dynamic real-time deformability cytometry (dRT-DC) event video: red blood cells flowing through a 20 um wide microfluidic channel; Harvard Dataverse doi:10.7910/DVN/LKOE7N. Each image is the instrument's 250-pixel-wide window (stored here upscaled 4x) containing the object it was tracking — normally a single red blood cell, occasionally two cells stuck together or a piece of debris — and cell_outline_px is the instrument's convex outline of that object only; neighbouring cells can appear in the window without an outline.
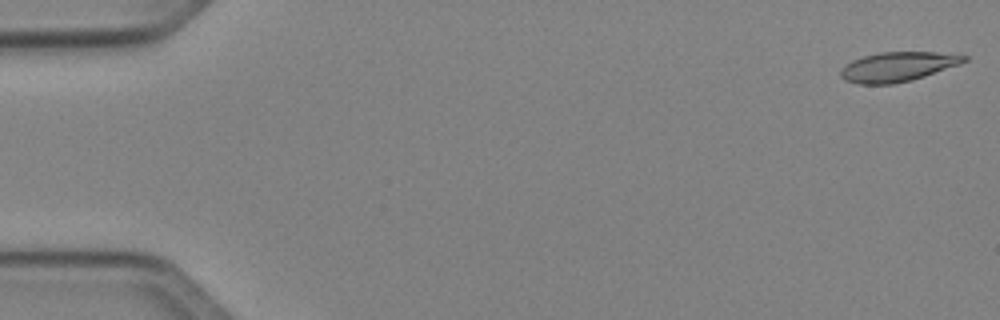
{"species": "Egyptian fruit bat (a non-hibernating species)", "species_latin": "Rousettus aegyptiacus", "temperature_condition": "cold", "stored_images_in_passage": 5, "camera_frame_rate_fps": 3000, "um_per_image_px": 0.085, "animal": {"sex": "female"}, "frame": {"image": 1, "passage_image": 1, "time_ms": 0.0, "image_size_px": [1000, 320], "cell_outline_px": [[968, 60], [960, 64], [912, 80], [892, 84], [860, 84], [844, 80], [840, 76], [840, 68], [852, 60], [864, 56], [880, 52], [936, 52], [968, 56]], "centroid_in_image_um": [76.28, 5.67], "position_along_channel_um": 8.7, "area_um2": 21.21}}